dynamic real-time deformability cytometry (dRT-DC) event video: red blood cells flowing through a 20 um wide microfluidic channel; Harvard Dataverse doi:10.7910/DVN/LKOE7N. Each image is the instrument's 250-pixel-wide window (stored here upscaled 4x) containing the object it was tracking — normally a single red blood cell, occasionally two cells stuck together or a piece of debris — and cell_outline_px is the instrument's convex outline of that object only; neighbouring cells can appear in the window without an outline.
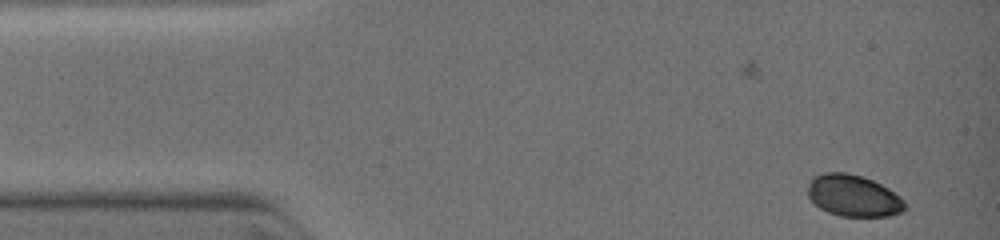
{"species": "common noctule bat (a hibernating species)", "species_latin": "Nyctalus noctula", "temperature_condition": "warm", "stored_images_in_passage": 41, "camera_frame_rate_fps": 3000, "um_per_image_px": 0.085, "animal": {"sex": "female", "body_mass_g": 19.0, "forearm_length_mm": 51.5}, "frame": {"image": 1, "passage_image": 1, "time_ms": 0.0, "image_size_px": [1000, 240], "cell_outline_px": [[908, 208], [904, 212], [888, 216], [840, 216], [828, 212], [820, 208], [808, 196], [808, 184], [816, 176], [828, 172], [844, 172], [860, 176], [872, 180], [888, 188], [900, 196], [908, 204]], "centroid_in_image_um": [72.6, 16.66], "position_along_channel_um": 12.4, "area_um2": 23.52}}
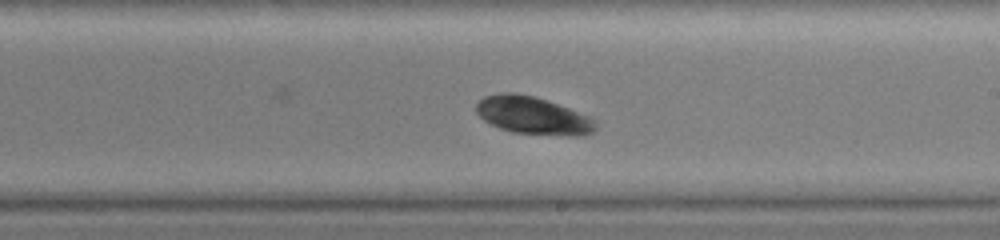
{"frame": {"image": 2, "passage_image": 24, "time_ms": 6.667, "image_size_px": [1000, 240], "cell_outline_px": [[596, 128], [592, 132], [584, 136], [568, 136], [512, 132], [500, 128], [484, 120], [476, 112], [476, 104], [484, 96], [500, 92], [516, 92], [532, 96], [568, 108], [588, 116], [596, 120]], "centroid_in_image_um": [45.29, 9.82], "position_along_channel_um": 243.7, "area_um2": 26.07}}
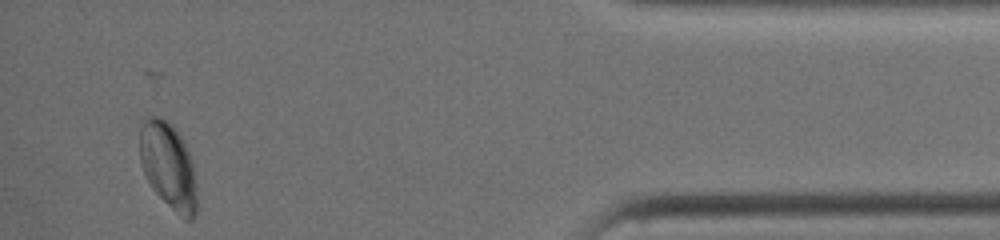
{"frame": {"image": 3, "passage_image": 40, "time_ms": 11.333, "image_size_px": [1000, 240], "cell_outline_px": [[196, 212], [192, 220], [184, 220], [152, 188], [140, 164], [140, 128], [144, 116], [156, 116], [168, 120], [172, 124], [180, 136], [192, 160], [196, 192]], "centroid_in_image_um": [14.29, 14.06], "position_along_channel_um": 420.9, "area_um2": 28.61}}